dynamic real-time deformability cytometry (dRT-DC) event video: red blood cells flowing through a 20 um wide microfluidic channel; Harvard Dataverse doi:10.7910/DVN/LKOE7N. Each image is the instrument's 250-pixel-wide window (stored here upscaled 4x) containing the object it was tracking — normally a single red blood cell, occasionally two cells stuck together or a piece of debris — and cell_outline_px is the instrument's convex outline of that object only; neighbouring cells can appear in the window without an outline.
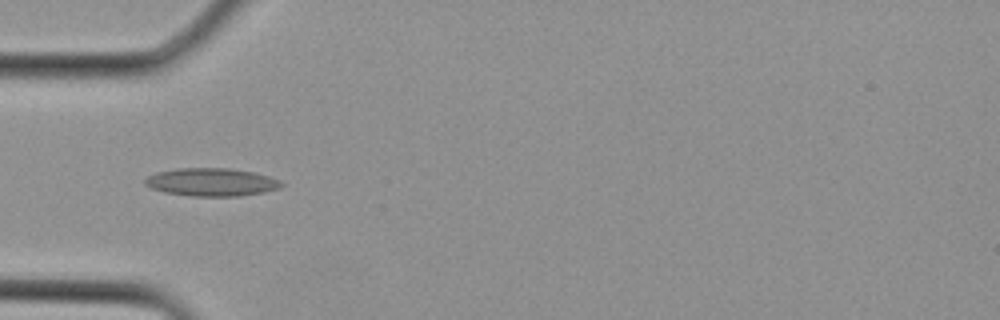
{"species": "Egyptian fruit bat (a non-hibernating species)", "species_latin": "Rousettus aegyptiacus", "temperature_condition": "cold", "stored_images_in_passage": 2, "camera_frame_rate_fps": 3000, "um_per_image_px": 0.085, "animal": {"sex": "female"}, "frame": {"image": 1, "passage_image": 2, "time_ms": 0.333, "image_size_px": [1000, 320], "cell_outline_px": [[284, 184], [280, 188], [264, 192], [240, 196], [192, 196], [164, 192], [152, 188], [144, 184], [144, 180], [148, 176], [156, 172], [176, 168], [228, 168], [252, 172], [268, 176], [280, 180]], "centroid_in_image_um": [17.97, 15.48], "position_along_channel_um": 67.0, "area_um2": 22.25}}